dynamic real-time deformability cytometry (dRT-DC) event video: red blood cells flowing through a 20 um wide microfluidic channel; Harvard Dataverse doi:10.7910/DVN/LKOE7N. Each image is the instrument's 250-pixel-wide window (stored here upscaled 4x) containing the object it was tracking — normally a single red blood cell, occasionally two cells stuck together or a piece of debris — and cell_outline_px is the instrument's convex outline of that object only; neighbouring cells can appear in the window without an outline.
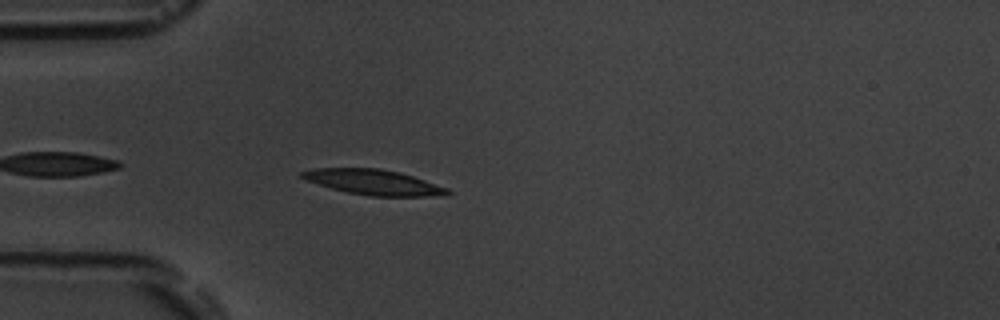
{"species": "common noctule bat (a hibernating species)", "species_latin": "Nyctalus noctula", "temperature_condition": "room temperature", "stored_images_in_passage": 5, "camera_frame_rate_fps": 3000, "um_per_image_px": 0.085, "animal": {"sex": "male", "body_mass_g": 19.5, "forearm_length_mm": 54.6}, "frame": {"image": 1, "passage_image": 5, "time_ms": 4.667, "image_size_px": [1000, 320], "cell_outline_px": [[452, 192], [448, 196], [372, 196], [348, 192], [332, 188], [308, 180], [300, 176], [300, 172], [316, 168], [380, 168], [400, 172], [448, 188]], "centroid_in_image_um": [31.82, 15.49], "position_along_channel_um": 53.2, "area_um2": 21.21}}